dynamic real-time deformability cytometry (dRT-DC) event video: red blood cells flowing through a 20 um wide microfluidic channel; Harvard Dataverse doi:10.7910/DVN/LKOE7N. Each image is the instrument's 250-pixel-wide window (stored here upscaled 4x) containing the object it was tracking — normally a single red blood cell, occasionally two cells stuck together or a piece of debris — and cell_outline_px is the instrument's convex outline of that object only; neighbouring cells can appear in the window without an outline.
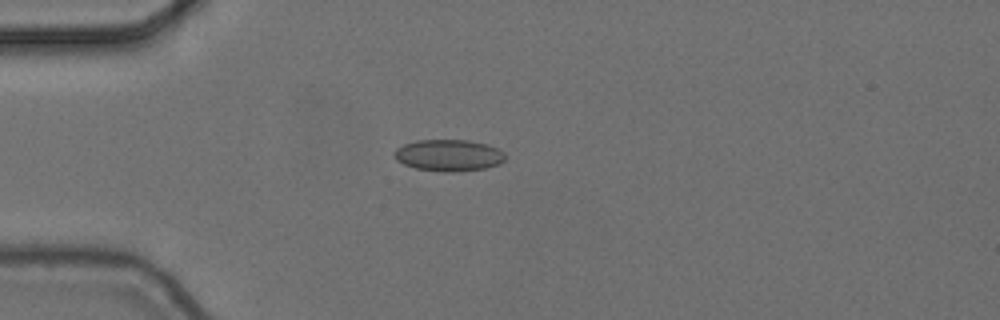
{"species": "common noctule bat (a hibernating species)", "species_latin": "Nyctalus noctula", "temperature_condition": "cold", "stored_images_in_passage": 6, "camera_frame_rate_fps": 3000, "um_per_image_px": 0.085, "animal": {"sex": "female", "body_mass_g": 24.6, "forearm_length_mm": 56.2}, "frame": {"image": 1, "passage_image": 1, "time_ms": 0.0, "image_size_px": [1000, 320], "cell_outline_px": [[508, 156], [500, 164], [484, 168], [448, 172], [444, 172], [416, 168], [404, 164], [396, 160], [392, 156], [392, 152], [396, 148], [404, 144], [416, 140], [468, 140], [488, 144], [504, 152]], "centroid_in_image_um": [38.12, 13.19], "position_along_channel_um": 46.9, "area_um2": 20.58}}
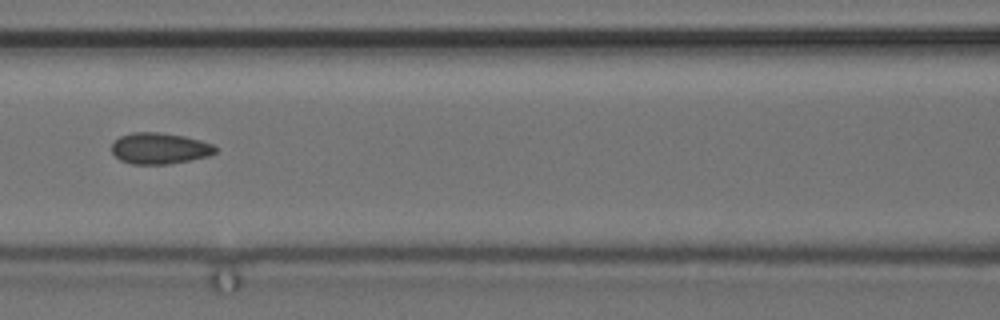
{"frame": {"image": 2, "passage_image": 4, "time_ms": 1.0, "image_size_px": [1000, 320], "cell_outline_px": [[216, 152], [208, 156], [168, 164], [132, 164], [120, 160], [112, 152], [112, 144], [120, 136], [132, 132], [160, 132], [184, 136], [200, 140], [212, 144], [216, 148]], "centroid_in_image_um": [13.55, 12.6], "position_along_channel_um": 153.0, "area_um2": 18.73}}
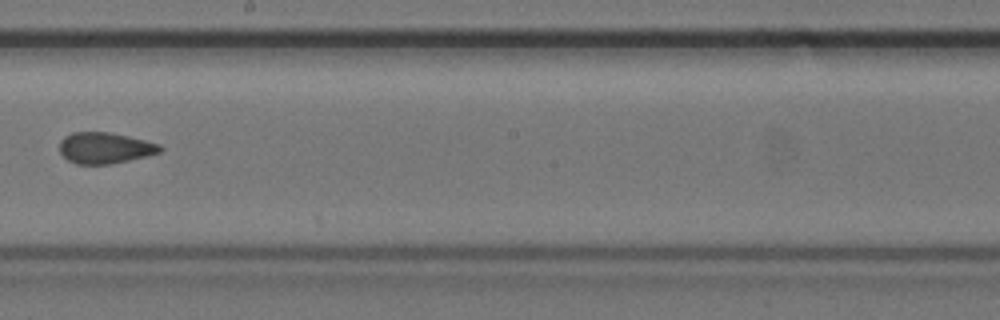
{"frame": {"image": 3, "passage_image": 6, "time_ms": 1.667, "image_size_px": [1000, 320], "cell_outline_px": [[164, 148], [160, 152], [112, 164], [76, 164], [68, 160], [60, 152], [60, 140], [64, 136], [72, 132], [108, 132], [128, 136], [160, 144]], "centroid_in_image_um": [8.9, 12.57], "position_along_channel_um": 239.3, "area_um2": 18.15}}